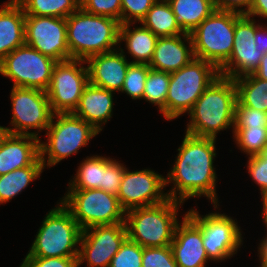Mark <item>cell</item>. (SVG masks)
I'll use <instances>...</instances> for the list:
<instances>
[{
    "instance_id": "cell-6",
    "label": "cell",
    "mask_w": 267,
    "mask_h": 267,
    "mask_svg": "<svg viewBox=\"0 0 267 267\" xmlns=\"http://www.w3.org/2000/svg\"><path fill=\"white\" fill-rule=\"evenodd\" d=\"M219 76V69L214 64L195 57L178 71L171 72L165 103V120L172 121L188 113Z\"/></svg>"
},
{
    "instance_id": "cell-42",
    "label": "cell",
    "mask_w": 267,
    "mask_h": 267,
    "mask_svg": "<svg viewBox=\"0 0 267 267\" xmlns=\"http://www.w3.org/2000/svg\"><path fill=\"white\" fill-rule=\"evenodd\" d=\"M213 3L215 10L248 15L252 0H213Z\"/></svg>"
},
{
    "instance_id": "cell-23",
    "label": "cell",
    "mask_w": 267,
    "mask_h": 267,
    "mask_svg": "<svg viewBox=\"0 0 267 267\" xmlns=\"http://www.w3.org/2000/svg\"><path fill=\"white\" fill-rule=\"evenodd\" d=\"M25 44V13L16 0L0 7V61Z\"/></svg>"
},
{
    "instance_id": "cell-9",
    "label": "cell",
    "mask_w": 267,
    "mask_h": 267,
    "mask_svg": "<svg viewBox=\"0 0 267 267\" xmlns=\"http://www.w3.org/2000/svg\"><path fill=\"white\" fill-rule=\"evenodd\" d=\"M234 31L235 13L215 10L189 33L194 57L219 69L231 55Z\"/></svg>"
},
{
    "instance_id": "cell-45",
    "label": "cell",
    "mask_w": 267,
    "mask_h": 267,
    "mask_svg": "<svg viewBox=\"0 0 267 267\" xmlns=\"http://www.w3.org/2000/svg\"><path fill=\"white\" fill-rule=\"evenodd\" d=\"M263 238L264 239H262L261 242L259 243V247L257 250L260 264H261V266L259 267H267V232H266V236Z\"/></svg>"
},
{
    "instance_id": "cell-33",
    "label": "cell",
    "mask_w": 267,
    "mask_h": 267,
    "mask_svg": "<svg viewBox=\"0 0 267 267\" xmlns=\"http://www.w3.org/2000/svg\"><path fill=\"white\" fill-rule=\"evenodd\" d=\"M149 69L148 64L131 63L127 69L125 81L120 92L126 93L133 100L143 99Z\"/></svg>"
},
{
    "instance_id": "cell-41",
    "label": "cell",
    "mask_w": 267,
    "mask_h": 267,
    "mask_svg": "<svg viewBox=\"0 0 267 267\" xmlns=\"http://www.w3.org/2000/svg\"><path fill=\"white\" fill-rule=\"evenodd\" d=\"M78 257H25L19 267H78Z\"/></svg>"
},
{
    "instance_id": "cell-2",
    "label": "cell",
    "mask_w": 267,
    "mask_h": 267,
    "mask_svg": "<svg viewBox=\"0 0 267 267\" xmlns=\"http://www.w3.org/2000/svg\"><path fill=\"white\" fill-rule=\"evenodd\" d=\"M237 88L232 78L219 76L187 113V134L217 138V133L234 127Z\"/></svg>"
},
{
    "instance_id": "cell-36",
    "label": "cell",
    "mask_w": 267,
    "mask_h": 267,
    "mask_svg": "<svg viewBox=\"0 0 267 267\" xmlns=\"http://www.w3.org/2000/svg\"><path fill=\"white\" fill-rule=\"evenodd\" d=\"M267 127V113L243 106L238 100L235 106L233 128Z\"/></svg>"
},
{
    "instance_id": "cell-25",
    "label": "cell",
    "mask_w": 267,
    "mask_h": 267,
    "mask_svg": "<svg viewBox=\"0 0 267 267\" xmlns=\"http://www.w3.org/2000/svg\"><path fill=\"white\" fill-rule=\"evenodd\" d=\"M167 2L175 15L177 25L188 34L215 11L213 0H167Z\"/></svg>"
},
{
    "instance_id": "cell-19",
    "label": "cell",
    "mask_w": 267,
    "mask_h": 267,
    "mask_svg": "<svg viewBox=\"0 0 267 267\" xmlns=\"http://www.w3.org/2000/svg\"><path fill=\"white\" fill-rule=\"evenodd\" d=\"M180 223L176 226L170 245L176 264L178 267H205L211 260L203 247L201 229L186 213Z\"/></svg>"
},
{
    "instance_id": "cell-32",
    "label": "cell",
    "mask_w": 267,
    "mask_h": 267,
    "mask_svg": "<svg viewBox=\"0 0 267 267\" xmlns=\"http://www.w3.org/2000/svg\"><path fill=\"white\" fill-rule=\"evenodd\" d=\"M170 73L149 69L146 78L143 100L157 106L162 116L165 117V103L168 95Z\"/></svg>"
},
{
    "instance_id": "cell-14",
    "label": "cell",
    "mask_w": 267,
    "mask_h": 267,
    "mask_svg": "<svg viewBox=\"0 0 267 267\" xmlns=\"http://www.w3.org/2000/svg\"><path fill=\"white\" fill-rule=\"evenodd\" d=\"M25 44L57 62L69 60L66 18L25 15Z\"/></svg>"
},
{
    "instance_id": "cell-29",
    "label": "cell",
    "mask_w": 267,
    "mask_h": 267,
    "mask_svg": "<svg viewBox=\"0 0 267 267\" xmlns=\"http://www.w3.org/2000/svg\"><path fill=\"white\" fill-rule=\"evenodd\" d=\"M43 171V165H29L0 175V204L7 203L19 195L32 181L38 179Z\"/></svg>"
},
{
    "instance_id": "cell-7",
    "label": "cell",
    "mask_w": 267,
    "mask_h": 267,
    "mask_svg": "<svg viewBox=\"0 0 267 267\" xmlns=\"http://www.w3.org/2000/svg\"><path fill=\"white\" fill-rule=\"evenodd\" d=\"M45 132L46 142L40 141V159L44 169L77 154L80 148L86 147L90 140L100 133L73 113L53 114Z\"/></svg>"
},
{
    "instance_id": "cell-40",
    "label": "cell",
    "mask_w": 267,
    "mask_h": 267,
    "mask_svg": "<svg viewBox=\"0 0 267 267\" xmlns=\"http://www.w3.org/2000/svg\"><path fill=\"white\" fill-rule=\"evenodd\" d=\"M126 165L113 160L103 170V190L117 196Z\"/></svg>"
},
{
    "instance_id": "cell-24",
    "label": "cell",
    "mask_w": 267,
    "mask_h": 267,
    "mask_svg": "<svg viewBox=\"0 0 267 267\" xmlns=\"http://www.w3.org/2000/svg\"><path fill=\"white\" fill-rule=\"evenodd\" d=\"M131 25L134 23H125L120 26L119 44L125 42L127 53L133 58L131 63L149 64L158 37L143 25L134 26L133 30Z\"/></svg>"
},
{
    "instance_id": "cell-3",
    "label": "cell",
    "mask_w": 267,
    "mask_h": 267,
    "mask_svg": "<svg viewBox=\"0 0 267 267\" xmlns=\"http://www.w3.org/2000/svg\"><path fill=\"white\" fill-rule=\"evenodd\" d=\"M70 59L84 60L120 46V21L86 12L81 7L66 18Z\"/></svg>"
},
{
    "instance_id": "cell-26",
    "label": "cell",
    "mask_w": 267,
    "mask_h": 267,
    "mask_svg": "<svg viewBox=\"0 0 267 267\" xmlns=\"http://www.w3.org/2000/svg\"><path fill=\"white\" fill-rule=\"evenodd\" d=\"M140 25L148 28L157 37L185 34L177 25L175 15L167 0H158L141 20Z\"/></svg>"
},
{
    "instance_id": "cell-46",
    "label": "cell",
    "mask_w": 267,
    "mask_h": 267,
    "mask_svg": "<svg viewBox=\"0 0 267 267\" xmlns=\"http://www.w3.org/2000/svg\"><path fill=\"white\" fill-rule=\"evenodd\" d=\"M253 74L258 78L267 81V53L264 54V56L260 60L259 66L257 67V69L254 71Z\"/></svg>"
},
{
    "instance_id": "cell-4",
    "label": "cell",
    "mask_w": 267,
    "mask_h": 267,
    "mask_svg": "<svg viewBox=\"0 0 267 267\" xmlns=\"http://www.w3.org/2000/svg\"><path fill=\"white\" fill-rule=\"evenodd\" d=\"M183 204L168 198L156 205L126 211L127 237L141 247L170 246L180 222L178 209Z\"/></svg>"
},
{
    "instance_id": "cell-27",
    "label": "cell",
    "mask_w": 267,
    "mask_h": 267,
    "mask_svg": "<svg viewBox=\"0 0 267 267\" xmlns=\"http://www.w3.org/2000/svg\"><path fill=\"white\" fill-rule=\"evenodd\" d=\"M114 159L105 156H87L70 179L68 189H101L103 190V170Z\"/></svg>"
},
{
    "instance_id": "cell-10",
    "label": "cell",
    "mask_w": 267,
    "mask_h": 267,
    "mask_svg": "<svg viewBox=\"0 0 267 267\" xmlns=\"http://www.w3.org/2000/svg\"><path fill=\"white\" fill-rule=\"evenodd\" d=\"M186 215L201 229L203 247L211 261L217 263L230 259L243 245L241 227L236 219L226 213L209 212L200 215L196 209L191 208Z\"/></svg>"
},
{
    "instance_id": "cell-22",
    "label": "cell",
    "mask_w": 267,
    "mask_h": 267,
    "mask_svg": "<svg viewBox=\"0 0 267 267\" xmlns=\"http://www.w3.org/2000/svg\"><path fill=\"white\" fill-rule=\"evenodd\" d=\"M113 94H115L113 91L88 83L73 114L101 132L104 127L103 124H106L112 117Z\"/></svg>"
},
{
    "instance_id": "cell-17",
    "label": "cell",
    "mask_w": 267,
    "mask_h": 267,
    "mask_svg": "<svg viewBox=\"0 0 267 267\" xmlns=\"http://www.w3.org/2000/svg\"><path fill=\"white\" fill-rule=\"evenodd\" d=\"M165 176L154 170H124L117 198L125 211L162 203L168 199L164 192Z\"/></svg>"
},
{
    "instance_id": "cell-31",
    "label": "cell",
    "mask_w": 267,
    "mask_h": 267,
    "mask_svg": "<svg viewBox=\"0 0 267 267\" xmlns=\"http://www.w3.org/2000/svg\"><path fill=\"white\" fill-rule=\"evenodd\" d=\"M237 148L248 157L262 154L267 146V127L233 128Z\"/></svg>"
},
{
    "instance_id": "cell-35",
    "label": "cell",
    "mask_w": 267,
    "mask_h": 267,
    "mask_svg": "<svg viewBox=\"0 0 267 267\" xmlns=\"http://www.w3.org/2000/svg\"><path fill=\"white\" fill-rule=\"evenodd\" d=\"M142 267H178L170 246L142 247Z\"/></svg>"
},
{
    "instance_id": "cell-28",
    "label": "cell",
    "mask_w": 267,
    "mask_h": 267,
    "mask_svg": "<svg viewBox=\"0 0 267 267\" xmlns=\"http://www.w3.org/2000/svg\"><path fill=\"white\" fill-rule=\"evenodd\" d=\"M237 88V100L245 107L267 113V81L253 73L233 79Z\"/></svg>"
},
{
    "instance_id": "cell-13",
    "label": "cell",
    "mask_w": 267,
    "mask_h": 267,
    "mask_svg": "<svg viewBox=\"0 0 267 267\" xmlns=\"http://www.w3.org/2000/svg\"><path fill=\"white\" fill-rule=\"evenodd\" d=\"M84 60L69 59L57 62L46 90L52 112L73 113L82 92L89 83L88 68Z\"/></svg>"
},
{
    "instance_id": "cell-44",
    "label": "cell",
    "mask_w": 267,
    "mask_h": 267,
    "mask_svg": "<svg viewBox=\"0 0 267 267\" xmlns=\"http://www.w3.org/2000/svg\"><path fill=\"white\" fill-rule=\"evenodd\" d=\"M247 16L254 19L255 16L267 19V0H252L251 8Z\"/></svg>"
},
{
    "instance_id": "cell-12",
    "label": "cell",
    "mask_w": 267,
    "mask_h": 267,
    "mask_svg": "<svg viewBox=\"0 0 267 267\" xmlns=\"http://www.w3.org/2000/svg\"><path fill=\"white\" fill-rule=\"evenodd\" d=\"M12 105L11 128L9 134L30 135L41 139L38 135L47 130L53 112L46 91L35 88L12 87L10 93ZM31 129L36 131L31 132Z\"/></svg>"
},
{
    "instance_id": "cell-47",
    "label": "cell",
    "mask_w": 267,
    "mask_h": 267,
    "mask_svg": "<svg viewBox=\"0 0 267 267\" xmlns=\"http://www.w3.org/2000/svg\"><path fill=\"white\" fill-rule=\"evenodd\" d=\"M261 199H262V218H263V223L266 225L265 227L267 228V193L261 194Z\"/></svg>"
},
{
    "instance_id": "cell-43",
    "label": "cell",
    "mask_w": 267,
    "mask_h": 267,
    "mask_svg": "<svg viewBox=\"0 0 267 267\" xmlns=\"http://www.w3.org/2000/svg\"><path fill=\"white\" fill-rule=\"evenodd\" d=\"M255 21V45H257L261 51V53H267V26L256 24Z\"/></svg>"
},
{
    "instance_id": "cell-48",
    "label": "cell",
    "mask_w": 267,
    "mask_h": 267,
    "mask_svg": "<svg viewBox=\"0 0 267 267\" xmlns=\"http://www.w3.org/2000/svg\"><path fill=\"white\" fill-rule=\"evenodd\" d=\"M9 135L8 127L0 126V145L3 143L4 139Z\"/></svg>"
},
{
    "instance_id": "cell-38",
    "label": "cell",
    "mask_w": 267,
    "mask_h": 267,
    "mask_svg": "<svg viewBox=\"0 0 267 267\" xmlns=\"http://www.w3.org/2000/svg\"><path fill=\"white\" fill-rule=\"evenodd\" d=\"M80 7L88 13L113 18L121 23V0H83Z\"/></svg>"
},
{
    "instance_id": "cell-39",
    "label": "cell",
    "mask_w": 267,
    "mask_h": 267,
    "mask_svg": "<svg viewBox=\"0 0 267 267\" xmlns=\"http://www.w3.org/2000/svg\"><path fill=\"white\" fill-rule=\"evenodd\" d=\"M249 176L260 188V194L267 193V157L262 153L248 157Z\"/></svg>"
},
{
    "instance_id": "cell-8",
    "label": "cell",
    "mask_w": 267,
    "mask_h": 267,
    "mask_svg": "<svg viewBox=\"0 0 267 267\" xmlns=\"http://www.w3.org/2000/svg\"><path fill=\"white\" fill-rule=\"evenodd\" d=\"M61 203L82 230L125 222L126 211L116 195L101 189H68Z\"/></svg>"
},
{
    "instance_id": "cell-30",
    "label": "cell",
    "mask_w": 267,
    "mask_h": 267,
    "mask_svg": "<svg viewBox=\"0 0 267 267\" xmlns=\"http://www.w3.org/2000/svg\"><path fill=\"white\" fill-rule=\"evenodd\" d=\"M25 15L67 18L80 8L78 0H16Z\"/></svg>"
},
{
    "instance_id": "cell-5",
    "label": "cell",
    "mask_w": 267,
    "mask_h": 267,
    "mask_svg": "<svg viewBox=\"0 0 267 267\" xmlns=\"http://www.w3.org/2000/svg\"><path fill=\"white\" fill-rule=\"evenodd\" d=\"M46 214L25 257H78L82 229L61 203Z\"/></svg>"
},
{
    "instance_id": "cell-16",
    "label": "cell",
    "mask_w": 267,
    "mask_h": 267,
    "mask_svg": "<svg viewBox=\"0 0 267 267\" xmlns=\"http://www.w3.org/2000/svg\"><path fill=\"white\" fill-rule=\"evenodd\" d=\"M255 19L235 13L233 49L229 59L219 68L221 76L236 79L252 74L264 56L255 45Z\"/></svg>"
},
{
    "instance_id": "cell-20",
    "label": "cell",
    "mask_w": 267,
    "mask_h": 267,
    "mask_svg": "<svg viewBox=\"0 0 267 267\" xmlns=\"http://www.w3.org/2000/svg\"><path fill=\"white\" fill-rule=\"evenodd\" d=\"M39 138L9 134L0 145V175L29 165H43Z\"/></svg>"
},
{
    "instance_id": "cell-37",
    "label": "cell",
    "mask_w": 267,
    "mask_h": 267,
    "mask_svg": "<svg viewBox=\"0 0 267 267\" xmlns=\"http://www.w3.org/2000/svg\"><path fill=\"white\" fill-rule=\"evenodd\" d=\"M158 0H121V25L137 23Z\"/></svg>"
},
{
    "instance_id": "cell-49",
    "label": "cell",
    "mask_w": 267,
    "mask_h": 267,
    "mask_svg": "<svg viewBox=\"0 0 267 267\" xmlns=\"http://www.w3.org/2000/svg\"><path fill=\"white\" fill-rule=\"evenodd\" d=\"M263 154L267 157V146L265 147Z\"/></svg>"
},
{
    "instance_id": "cell-11",
    "label": "cell",
    "mask_w": 267,
    "mask_h": 267,
    "mask_svg": "<svg viewBox=\"0 0 267 267\" xmlns=\"http://www.w3.org/2000/svg\"><path fill=\"white\" fill-rule=\"evenodd\" d=\"M57 61L24 44L0 61V74L13 81V87L46 91Z\"/></svg>"
},
{
    "instance_id": "cell-1",
    "label": "cell",
    "mask_w": 267,
    "mask_h": 267,
    "mask_svg": "<svg viewBox=\"0 0 267 267\" xmlns=\"http://www.w3.org/2000/svg\"><path fill=\"white\" fill-rule=\"evenodd\" d=\"M216 139L196 137L185 133L182 144L171 171L165 177V186L173 183L167 190L168 198L184 203L192 197H207L215 209L219 207L216 193L217 174Z\"/></svg>"
},
{
    "instance_id": "cell-15",
    "label": "cell",
    "mask_w": 267,
    "mask_h": 267,
    "mask_svg": "<svg viewBox=\"0 0 267 267\" xmlns=\"http://www.w3.org/2000/svg\"><path fill=\"white\" fill-rule=\"evenodd\" d=\"M126 238L125 222L82 230L77 258L78 267L83 262H86L87 267H109L113 256Z\"/></svg>"
},
{
    "instance_id": "cell-21",
    "label": "cell",
    "mask_w": 267,
    "mask_h": 267,
    "mask_svg": "<svg viewBox=\"0 0 267 267\" xmlns=\"http://www.w3.org/2000/svg\"><path fill=\"white\" fill-rule=\"evenodd\" d=\"M193 58L190 34L158 37L152 59L148 65L151 69L171 73L186 66Z\"/></svg>"
},
{
    "instance_id": "cell-34",
    "label": "cell",
    "mask_w": 267,
    "mask_h": 267,
    "mask_svg": "<svg viewBox=\"0 0 267 267\" xmlns=\"http://www.w3.org/2000/svg\"><path fill=\"white\" fill-rule=\"evenodd\" d=\"M109 267H142V247L127 237Z\"/></svg>"
},
{
    "instance_id": "cell-18",
    "label": "cell",
    "mask_w": 267,
    "mask_h": 267,
    "mask_svg": "<svg viewBox=\"0 0 267 267\" xmlns=\"http://www.w3.org/2000/svg\"><path fill=\"white\" fill-rule=\"evenodd\" d=\"M124 49L117 48L88 58L89 83L113 92H120L125 81L126 72L131 64L126 59Z\"/></svg>"
}]
</instances>
